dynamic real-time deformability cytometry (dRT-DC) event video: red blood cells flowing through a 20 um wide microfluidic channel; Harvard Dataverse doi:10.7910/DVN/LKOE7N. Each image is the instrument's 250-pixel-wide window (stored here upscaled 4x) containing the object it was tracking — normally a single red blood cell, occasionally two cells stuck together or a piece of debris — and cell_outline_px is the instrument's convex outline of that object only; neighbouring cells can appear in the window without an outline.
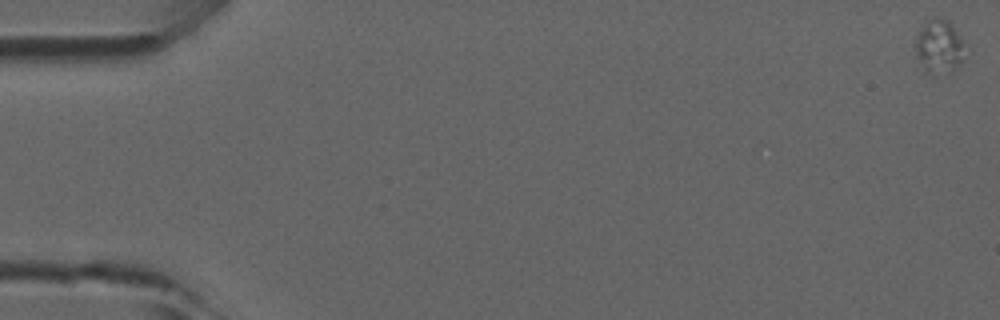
{"species": "common noctule bat (a hibernating species)", "species_latin": "Nyctalus noctula", "temperature_condition": "room temperature", "stored_images_in_passage": 50, "camera_frame_rate_fps": 3000, "um_per_image_px": 0.085, "animal": {"sex": "male", "forearm_length_mm": 52.5}, "frame": {"image": 1, "passage_image": 1, "time_ms": 0.0, "image_size_px": [1000, 320], "cell_outline_px": [[964, 44], [960, 60], [952, 68], [928, 72], [924, 72], [916, 56], [916, 36], [924, 24], [928, 20], [936, 16], [940, 16], [948, 20]], "centroid_in_image_um": [79.75, 3.86], "position_along_channel_um": 5.3, "area_um2": 14.51}}